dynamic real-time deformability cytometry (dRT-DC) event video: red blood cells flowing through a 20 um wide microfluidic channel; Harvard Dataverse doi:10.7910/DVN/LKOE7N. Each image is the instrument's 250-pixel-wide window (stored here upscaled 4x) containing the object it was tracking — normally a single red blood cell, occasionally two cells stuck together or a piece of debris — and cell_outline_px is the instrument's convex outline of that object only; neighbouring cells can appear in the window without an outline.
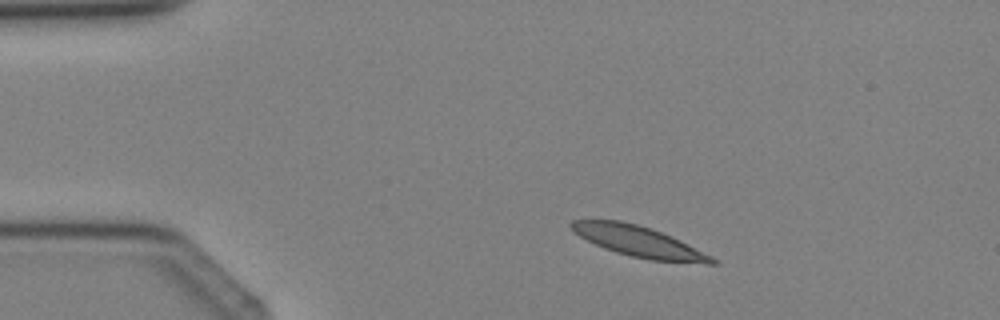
{"species": "Egyptian fruit bat (a non-hibernating species)", "species_latin": "Rousettus aegyptiacus", "temperature_condition": "cold", "stored_images_in_passage": 2, "camera_frame_rate_fps": 3000, "um_per_image_px": 0.085, "animal": {"sex": "female"}, "frame": {"image": 1, "passage_image": 1, "time_ms": 0.0, "image_size_px": [1000, 320], "cell_outline_px": [[720, 264], [704, 264], [648, 260], [616, 252], [604, 248], [572, 232], [568, 224], [572, 220], [620, 220], [652, 228], [672, 236], [720, 260]], "centroid_in_image_um": [54.35, 20.54], "position_along_channel_um": 30.6, "area_um2": 25.43}}